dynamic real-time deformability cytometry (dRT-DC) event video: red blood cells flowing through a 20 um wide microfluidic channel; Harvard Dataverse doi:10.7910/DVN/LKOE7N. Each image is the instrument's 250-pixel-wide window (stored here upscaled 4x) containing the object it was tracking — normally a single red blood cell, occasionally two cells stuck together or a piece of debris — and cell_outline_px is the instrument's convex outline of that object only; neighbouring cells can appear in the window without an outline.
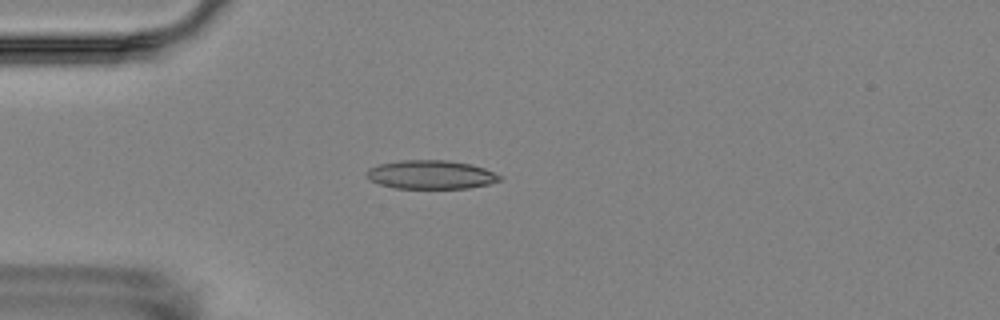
{"species": "Egyptian fruit bat (a non-hibernating species)", "species_latin": "Rousettus aegyptiacus", "temperature_condition": "room temperature", "stored_images_in_passage": 3, "camera_frame_rate_fps": 3000, "um_per_image_px": 0.085, "animal": {"sex": "female"}, "frame": {"image": 1, "passage_image": 1, "time_ms": 0.0, "image_size_px": [1000, 320], "cell_outline_px": [[504, 176], [500, 180], [488, 184], [468, 188], [396, 188], [380, 184], [364, 176], [364, 172], [368, 168], [380, 164], [400, 160], [448, 160], [472, 164], [484, 168]], "centroid_in_image_um": [36.62, 14.83], "position_along_channel_um": 48.4, "area_um2": 22.37}}